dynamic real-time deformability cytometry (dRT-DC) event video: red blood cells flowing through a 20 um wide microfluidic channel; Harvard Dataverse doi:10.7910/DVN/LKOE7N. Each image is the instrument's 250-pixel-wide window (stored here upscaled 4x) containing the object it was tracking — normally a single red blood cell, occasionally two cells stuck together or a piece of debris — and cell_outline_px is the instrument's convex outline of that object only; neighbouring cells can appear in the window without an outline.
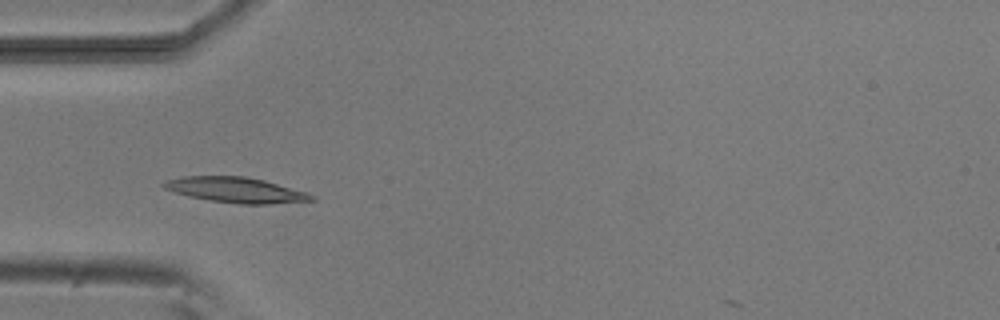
{"species": "common noctule bat (a hibernating species)", "species_latin": "Nyctalus noctula", "temperature_condition": "room temperature", "stored_images_in_passage": 6, "camera_frame_rate_fps": 3000, "um_per_image_px": 0.085, "animal": {"sex": "male", "body_mass_g": 20.5, "forearm_length_mm": 52.5}, "frame": {"image": 1, "passage_image": 4, "time_ms": 3.667, "image_size_px": [1000, 320], "cell_outline_px": [[316, 200], [272, 204], [240, 204], [208, 200], [188, 196], [164, 188], [160, 184], [168, 180], [184, 176], [244, 176], [264, 180], [308, 192], [316, 196]], "centroid_in_image_um": [20.1, 16.15], "position_along_channel_um": 64.9, "area_um2": 21.91}}
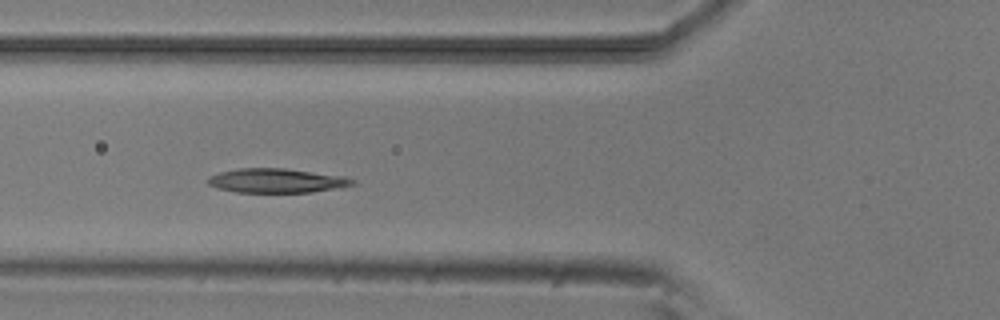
{"frame": {"image": 2, "passage_image": 5, "time_ms": 4.667, "image_size_px": [1000, 320], "cell_outline_px": [[356, 184], [344, 188], [312, 192], [236, 192], [216, 188], [208, 184], [208, 176], [220, 172], [240, 168], [284, 168], [344, 176], [356, 180]], "centroid_in_image_um": [23.57, 15.36], "position_along_channel_um": 102.2, "area_um2": 20.63}}
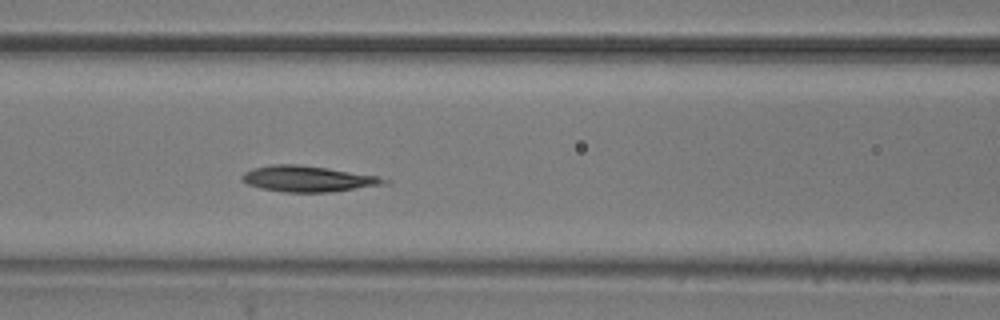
{"frame": {"image": 3, "passage_image": 6, "time_ms": 5.667, "image_size_px": [1000, 320], "cell_outline_px": [[392, 180], [388, 184], [328, 192], [284, 192], [260, 188], [248, 184], [240, 180], [240, 176], [244, 172], [252, 168], [272, 164], [300, 164], [328, 168], [376, 176]], "centroid_in_image_um": [26.14, 15.19], "position_along_channel_um": 140.5, "area_um2": 21.56}}